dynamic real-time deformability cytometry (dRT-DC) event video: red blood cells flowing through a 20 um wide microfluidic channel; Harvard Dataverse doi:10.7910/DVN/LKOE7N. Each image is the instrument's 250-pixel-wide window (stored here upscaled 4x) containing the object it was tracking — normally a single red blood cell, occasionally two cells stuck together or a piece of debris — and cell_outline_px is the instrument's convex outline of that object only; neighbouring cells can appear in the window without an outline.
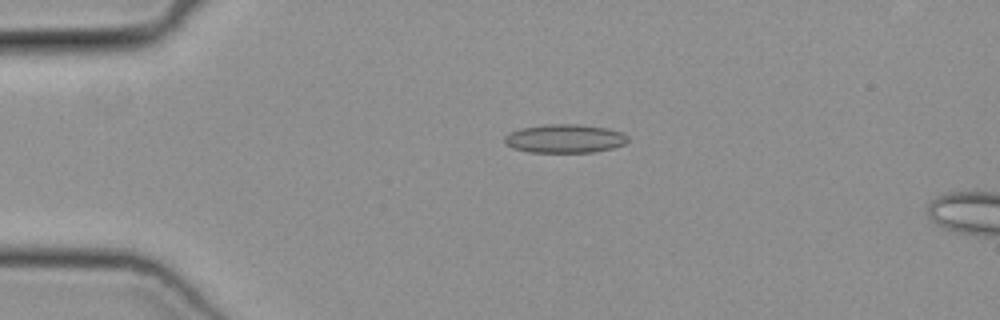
{"species": "common noctule bat (a hibernating species)", "species_latin": "Nyctalus noctula", "temperature_condition": "cold", "stored_images_in_passage": 16, "camera_frame_rate_fps": 3000, "um_per_image_px": 0.085, "animal": {"sex": "female", "body_mass_g": 19.3, "forearm_length_mm": 54.1}, "frame": {"image": 1, "passage_image": 12, "time_ms": 3.667, "image_size_px": [1000, 320], "cell_outline_px": [[628, 140], [624, 144], [612, 148], [592, 152], [528, 152], [512, 148], [504, 144], [504, 136], [508, 132], [520, 128], [544, 124], [576, 124], [608, 128], [620, 132], [628, 136]], "centroid_in_image_um": [47.95, 11.77], "position_along_channel_um": 37.1, "area_um2": 20.69}}